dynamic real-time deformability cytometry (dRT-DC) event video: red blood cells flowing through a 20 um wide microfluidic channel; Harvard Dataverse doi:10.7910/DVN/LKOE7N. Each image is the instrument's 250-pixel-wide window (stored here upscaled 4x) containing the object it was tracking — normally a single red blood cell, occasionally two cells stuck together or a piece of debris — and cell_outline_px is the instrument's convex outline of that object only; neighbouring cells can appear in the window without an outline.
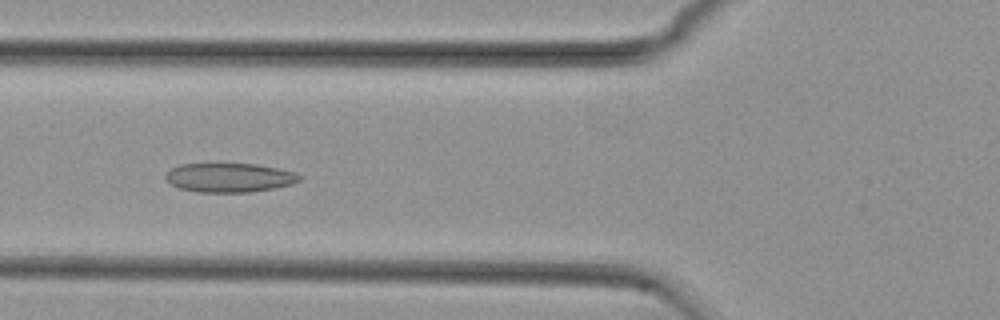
{"species": "common noctule bat (a hibernating species)", "species_latin": "Nyctalus noctula", "temperature_condition": "cold", "stored_images_in_passage": 55, "camera_frame_rate_fps": 3000, "um_per_image_px": 0.085, "animal": {"sex": "female", "body_mass_g": 29.2, "forearm_length_mm": 56.3}, "frame": {"image": 1, "passage_image": 20, "time_ms": 6.333, "image_size_px": [1000, 320], "cell_outline_px": [[300, 180], [292, 184], [276, 188], [252, 192], [200, 192], [180, 188], [172, 184], [164, 176], [172, 168], [180, 164], [256, 164], [280, 168], [296, 172], [300, 176]], "centroid_in_image_um": [19.55, 15.09], "position_along_channel_um": 106.2, "area_um2": 22.66}}
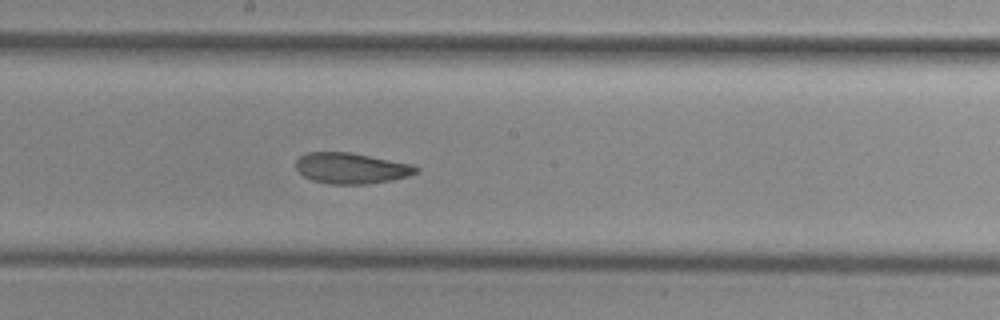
{"frame": {"image": 2, "passage_image": 29, "time_ms": 9.333, "image_size_px": [1000, 320], "cell_outline_px": [[420, 168], [416, 172], [408, 176], [392, 180], [368, 184], [328, 184], [312, 180], [304, 176], [296, 168], [296, 160], [300, 156], [308, 152], [348, 152], [412, 164]], "centroid_in_image_um": [29.85, 14.3], "position_along_channel_um": 218.4, "area_um2": 21.5}}
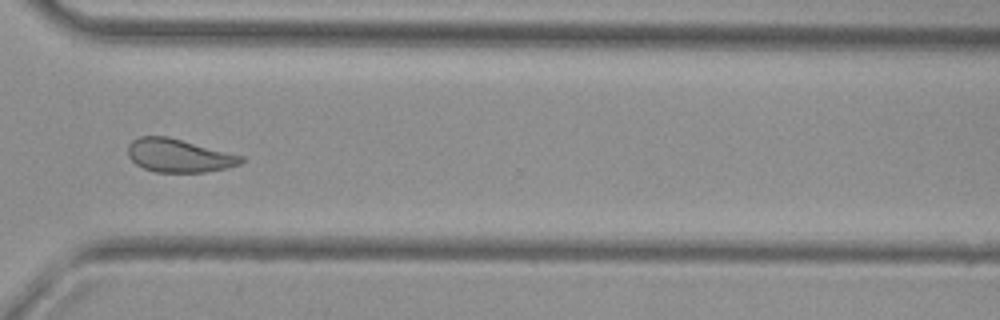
{"frame": {"image": 3, "passage_image": 40, "time_ms": 13.0, "image_size_px": [1000, 320], "cell_outline_px": [[244, 160], [240, 164], [224, 168], [204, 172], [156, 172], [144, 168], [136, 164], [128, 156], [128, 144], [132, 140], [140, 136], [168, 136], [244, 156]], "centroid_in_image_um": [15.19, 13.21], "position_along_channel_um": 355.4, "area_um2": 21.91}, "authors_computed_cell_mechanics": {"area_um2": 23.0044, "velocity_mm_per_s": 3.7303, "shape_relaxation_time_tau1_ms": null, "shape_relaxation_time_tau2_ms": 2.4041, "deformation_change_tau1": null, "deformation_change_tau2": 0.0769}}